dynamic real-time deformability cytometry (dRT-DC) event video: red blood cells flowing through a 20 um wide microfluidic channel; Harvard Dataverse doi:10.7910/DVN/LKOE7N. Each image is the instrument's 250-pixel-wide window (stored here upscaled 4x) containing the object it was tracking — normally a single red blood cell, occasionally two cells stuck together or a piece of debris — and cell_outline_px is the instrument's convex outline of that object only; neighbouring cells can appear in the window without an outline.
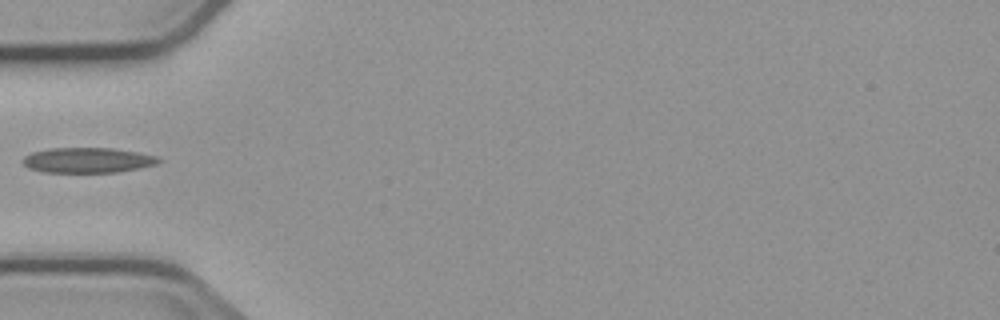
{"species": "common noctule bat (a hibernating species)", "species_latin": "Nyctalus noctula", "temperature_condition": "cold", "stored_images_in_passage": 5, "camera_frame_rate_fps": 3000, "um_per_image_px": 0.085, "animal": {"sex": "male", "body_mass_g": 23.1, "forearm_length_mm": 52.7}, "frame": {"image": 1, "passage_image": 4, "time_ms": 4.667, "image_size_px": [1000, 320], "cell_outline_px": [[164, 160], [156, 164], [116, 172], [44, 172], [28, 168], [20, 160], [24, 156], [32, 152], [48, 148], [112, 148], [136, 152], [156, 156]], "centroid_in_image_um": [7.4, 13.61], "position_along_channel_um": 77.6, "area_um2": 19.88}}
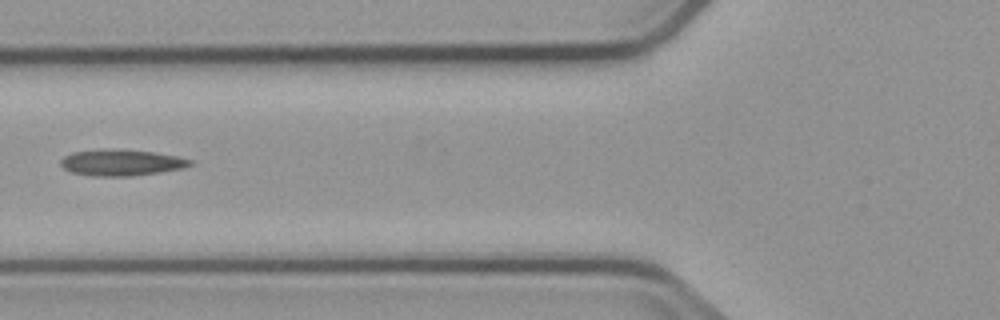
{"frame": {"image": 2, "passage_image": 5, "time_ms": 5.667, "image_size_px": [1000, 320], "cell_outline_px": [[196, 164], [184, 168], [128, 176], [96, 176], [72, 172], [64, 168], [60, 164], [60, 160], [64, 156], [72, 152], [100, 148], [112, 148], [152, 152], [176, 156], [192, 160]], "centroid_in_image_um": [10.3, 13.8], "position_along_channel_um": 115.5, "area_um2": 19.83}}